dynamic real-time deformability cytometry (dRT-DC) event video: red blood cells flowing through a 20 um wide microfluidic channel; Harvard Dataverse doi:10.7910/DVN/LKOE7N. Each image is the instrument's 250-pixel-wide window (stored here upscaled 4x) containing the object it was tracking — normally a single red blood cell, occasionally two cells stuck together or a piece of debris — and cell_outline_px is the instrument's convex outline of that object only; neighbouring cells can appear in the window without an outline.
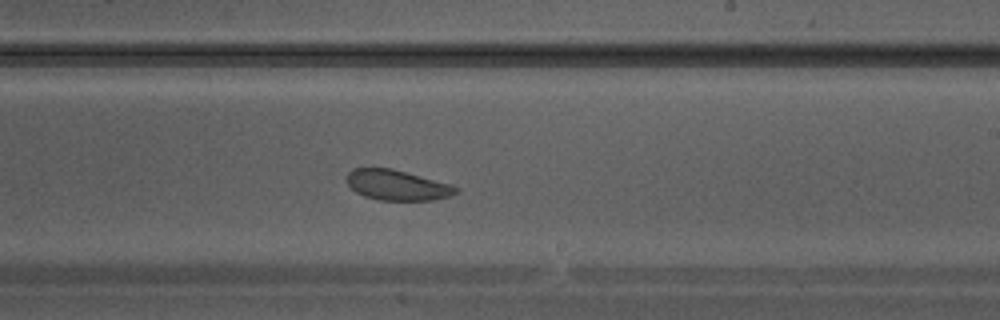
{"species": "Egyptian fruit bat (a non-hibernating species)", "species_latin": "Rousettus aegyptiacus", "temperature_condition": "warm", "stored_images_in_passage": 29, "camera_frame_rate_fps": 3000, "um_per_image_px": 0.085, "animal": {"sex": "male"}, "frame": {"image": 1, "passage_image": 17, "time_ms": 5.333, "image_size_px": [1000, 320], "cell_outline_px": [[460, 192], [448, 196], [432, 200], [380, 200], [364, 196], [356, 192], [348, 184], [348, 172], [352, 168], [392, 168], [452, 184], [460, 188]], "centroid_in_image_um": [33.8, 15.73], "position_along_channel_um": 255.2, "area_um2": 19.31}}